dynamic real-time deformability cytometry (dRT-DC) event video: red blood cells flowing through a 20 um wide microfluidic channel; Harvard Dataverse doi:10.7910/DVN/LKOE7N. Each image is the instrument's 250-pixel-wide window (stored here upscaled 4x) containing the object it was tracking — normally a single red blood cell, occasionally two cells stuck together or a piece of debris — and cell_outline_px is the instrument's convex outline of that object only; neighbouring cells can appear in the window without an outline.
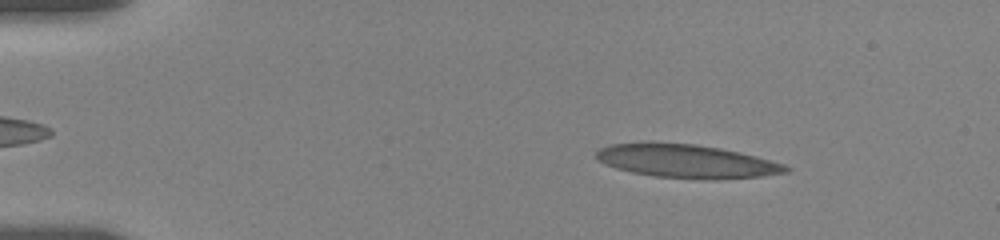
{"species": "human", "species_latin": "Homo sapiens", "temperature_condition": "room temperature", "stored_images_in_passage": 35, "camera_frame_rate_fps": 3000, "um_per_image_px": 0.085, "donor": {"sex": "female"}, "frame": {"image": 1, "passage_image": 2, "time_ms": 1.0, "image_size_px": [1000, 240], "cell_outline_px": [[792, 168], [788, 172], [764, 176], [652, 176], [632, 172], [616, 168], [604, 164], [596, 156], [596, 152], [600, 148], [608, 144], [648, 140], [652, 140], [696, 144], [720, 148], [740, 152], [756, 156], [784, 164]], "centroid_in_image_um": [58.24, 13.61], "position_along_channel_um": 26.8, "area_um2": 36.18}}
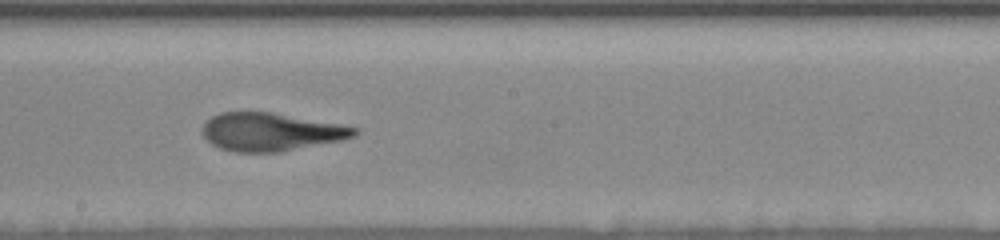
{"frame": {"image": 2, "passage_image": 16, "time_ms": 8.667, "image_size_px": [1000, 240], "cell_outline_px": [[360, 132], [356, 136], [340, 140], [280, 152], [232, 152], [220, 148], [212, 144], [200, 132], [200, 128], [212, 116], [220, 112], [272, 112], [340, 124], [360, 128]], "centroid_in_image_um": [23.01, 11.21], "position_along_channel_um": 225.2, "area_um2": 33.81}}
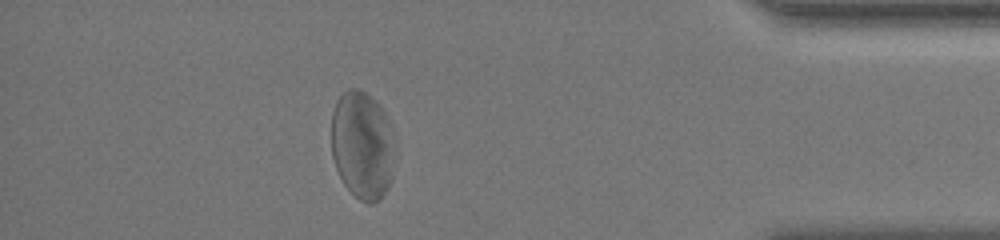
{"frame": {"image": 3, "passage_image": 30, "time_ms": 14.667, "image_size_px": [1000, 240], "cell_outline_px": [[396, 144], [392, 176], [388, 188], [380, 200], [372, 204], [368, 204], [360, 200], [344, 184], [336, 168], [332, 156], [332, 112], [336, 100], [348, 88], [360, 88], [372, 96], [380, 104], [396, 132]], "centroid_in_image_um": [30.85, 12.31], "position_along_channel_um": 404.3, "area_um2": 41.15}, "authors_computed_cell_mechanics": {"area_um2": 36.8186, "velocity_mm_per_s": 3.5811, "shape_relaxation_time_tau1_ms": 8.3461, "shape_relaxation_time_tau2_ms": 0.8088, "deformation_change_tau1": 0.3312, "deformation_change_tau2": 0.06}}